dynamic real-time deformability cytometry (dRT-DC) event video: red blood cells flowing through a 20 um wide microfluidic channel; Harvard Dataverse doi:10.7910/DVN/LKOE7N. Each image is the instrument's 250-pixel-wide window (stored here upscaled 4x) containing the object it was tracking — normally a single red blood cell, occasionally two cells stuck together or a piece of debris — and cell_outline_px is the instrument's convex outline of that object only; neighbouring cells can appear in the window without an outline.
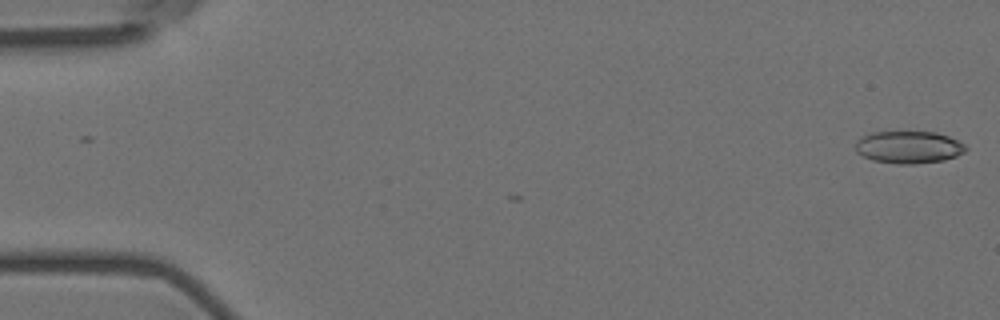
{"species": "Egyptian fruit bat (a non-hibernating species)", "species_latin": "Rousettus aegyptiacus", "temperature_condition": "room temperature", "stored_images_in_passage": 4, "camera_frame_rate_fps": 3000, "um_per_image_px": 0.085, "animal": {"sex": "female"}, "frame": {"image": 1, "passage_image": 1, "time_ms": 0.0, "image_size_px": [1000, 320], "cell_outline_px": [[968, 148], [964, 152], [956, 156], [944, 160], [912, 164], [896, 164], [872, 160], [856, 152], [856, 140], [860, 136], [872, 132], [936, 132], [948, 136], [964, 144]], "centroid_in_image_um": [77.21, 12.51], "position_along_channel_um": 7.8, "area_um2": 20.81}}